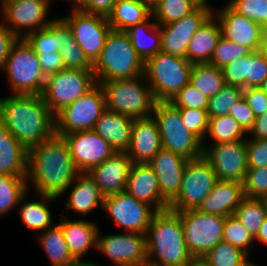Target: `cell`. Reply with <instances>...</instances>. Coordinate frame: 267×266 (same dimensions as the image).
<instances>
[{
    "label": "cell",
    "instance_id": "cb8c5ba5",
    "mask_svg": "<svg viewBox=\"0 0 267 266\" xmlns=\"http://www.w3.org/2000/svg\"><path fill=\"white\" fill-rule=\"evenodd\" d=\"M188 160L162 148L148 163L156 173L162 197L170 203L179 193Z\"/></svg>",
    "mask_w": 267,
    "mask_h": 266
},
{
    "label": "cell",
    "instance_id": "44dd1931",
    "mask_svg": "<svg viewBox=\"0 0 267 266\" xmlns=\"http://www.w3.org/2000/svg\"><path fill=\"white\" fill-rule=\"evenodd\" d=\"M125 191L157 212L168 209L169 203L161 195L158 177L148 163H132Z\"/></svg>",
    "mask_w": 267,
    "mask_h": 266
},
{
    "label": "cell",
    "instance_id": "ffe728a7",
    "mask_svg": "<svg viewBox=\"0 0 267 266\" xmlns=\"http://www.w3.org/2000/svg\"><path fill=\"white\" fill-rule=\"evenodd\" d=\"M213 15L221 27L222 37L241 44L252 52L260 51L264 28L250 18L238 13L228 3Z\"/></svg>",
    "mask_w": 267,
    "mask_h": 266
},
{
    "label": "cell",
    "instance_id": "484cf974",
    "mask_svg": "<svg viewBox=\"0 0 267 266\" xmlns=\"http://www.w3.org/2000/svg\"><path fill=\"white\" fill-rule=\"evenodd\" d=\"M244 197L243 184L218 180L198 210L223 217L230 216Z\"/></svg>",
    "mask_w": 267,
    "mask_h": 266
},
{
    "label": "cell",
    "instance_id": "4fadbf2b",
    "mask_svg": "<svg viewBox=\"0 0 267 266\" xmlns=\"http://www.w3.org/2000/svg\"><path fill=\"white\" fill-rule=\"evenodd\" d=\"M62 19L69 25L75 41L87 58L94 63L112 30L107 17L83 12L72 7L70 15L62 17Z\"/></svg>",
    "mask_w": 267,
    "mask_h": 266
},
{
    "label": "cell",
    "instance_id": "8d00e7d4",
    "mask_svg": "<svg viewBox=\"0 0 267 266\" xmlns=\"http://www.w3.org/2000/svg\"><path fill=\"white\" fill-rule=\"evenodd\" d=\"M61 44L59 54L68 69L93 70V63L74 39L69 25L61 18Z\"/></svg>",
    "mask_w": 267,
    "mask_h": 266
},
{
    "label": "cell",
    "instance_id": "4dcf8cb0",
    "mask_svg": "<svg viewBox=\"0 0 267 266\" xmlns=\"http://www.w3.org/2000/svg\"><path fill=\"white\" fill-rule=\"evenodd\" d=\"M28 192L19 200L18 213L20 214L21 221L30 230L44 231L53 226L52 214L50 211L49 203L56 201V197L36 194L39 200L28 201ZM26 199V200H25ZM48 203V204H47ZM20 205V206H19Z\"/></svg>",
    "mask_w": 267,
    "mask_h": 266
},
{
    "label": "cell",
    "instance_id": "f1b7e54d",
    "mask_svg": "<svg viewBox=\"0 0 267 266\" xmlns=\"http://www.w3.org/2000/svg\"><path fill=\"white\" fill-rule=\"evenodd\" d=\"M221 37L220 24L212 14L191 38L186 51V59L192 64L209 63Z\"/></svg>",
    "mask_w": 267,
    "mask_h": 266
},
{
    "label": "cell",
    "instance_id": "6f0895ef",
    "mask_svg": "<svg viewBox=\"0 0 267 266\" xmlns=\"http://www.w3.org/2000/svg\"><path fill=\"white\" fill-rule=\"evenodd\" d=\"M19 38L11 32L4 21H0V69L2 71L8 56L10 54L11 48L17 42Z\"/></svg>",
    "mask_w": 267,
    "mask_h": 266
},
{
    "label": "cell",
    "instance_id": "89a4df30",
    "mask_svg": "<svg viewBox=\"0 0 267 266\" xmlns=\"http://www.w3.org/2000/svg\"><path fill=\"white\" fill-rule=\"evenodd\" d=\"M243 266H257V265H255L254 262L252 263V262L248 261Z\"/></svg>",
    "mask_w": 267,
    "mask_h": 266
},
{
    "label": "cell",
    "instance_id": "1f68e13d",
    "mask_svg": "<svg viewBox=\"0 0 267 266\" xmlns=\"http://www.w3.org/2000/svg\"><path fill=\"white\" fill-rule=\"evenodd\" d=\"M150 18H153L152 8L141 0H117L107 17L112 30L117 31H125Z\"/></svg>",
    "mask_w": 267,
    "mask_h": 266
},
{
    "label": "cell",
    "instance_id": "f546056e",
    "mask_svg": "<svg viewBox=\"0 0 267 266\" xmlns=\"http://www.w3.org/2000/svg\"><path fill=\"white\" fill-rule=\"evenodd\" d=\"M28 150L0 123V175L27 178Z\"/></svg>",
    "mask_w": 267,
    "mask_h": 266
},
{
    "label": "cell",
    "instance_id": "74e56055",
    "mask_svg": "<svg viewBox=\"0 0 267 266\" xmlns=\"http://www.w3.org/2000/svg\"><path fill=\"white\" fill-rule=\"evenodd\" d=\"M36 54L59 52L61 44V17L53 20L43 29L29 33L24 38Z\"/></svg>",
    "mask_w": 267,
    "mask_h": 266
},
{
    "label": "cell",
    "instance_id": "d6986e66",
    "mask_svg": "<svg viewBox=\"0 0 267 266\" xmlns=\"http://www.w3.org/2000/svg\"><path fill=\"white\" fill-rule=\"evenodd\" d=\"M214 10L198 6L180 20L160 26L161 52L186 58V51L195 32L213 14Z\"/></svg>",
    "mask_w": 267,
    "mask_h": 266
},
{
    "label": "cell",
    "instance_id": "83f0119b",
    "mask_svg": "<svg viewBox=\"0 0 267 266\" xmlns=\"http://www.w3.org/2000/svg\"><path fill=\"white\" fill-rule=\"evenodd\" d=\"M132 122L131 117L106 109L96 121L93 130L116 152H126L131 142Z\"/></svg>",
    "mask_w": 267,
    "mask_h": 266
},
{
    "label": "cell",
    "instance_id": "8c879c8a",
    "mask_svg": "<svg viewBox=\"0 0 267 266\" xmlns=\"http://www.w3.org/2000/svg\"><path fill=\"white\" fill-rule=\"evenodd\" d=\"M139 266H154V265H152V264H149V263H146V264L139 265Z\"/></svg>",
    "mask_w": 267,
    "mask_h": 266
},
{
    "label": "cell",
    "instance_id": "f5cc1de1",
    "mask_svg": "<svg viewBox=\"0 0 267 266\" xmlns=\"http://www.w3.org/2000/svg\"><path fill=\"white\" fill-rule=\"evenodd\" d=\"M248 167L267 166V139L246 138Z\"/></svg>",
    "mask_w": 267,
    "mask_h": 266
},
{
    "label": "cell",
    "instance_id": "f6af8a7d",
    "mask_svg": "<svg viewBox=\"0 0 267 266\" xmlns=\"http://www.w3.org/2000/svg\"><path fill=\"white\" fill-rule=\"evenodd\" d=\"M252 51L247 47L221 37L209 61L210 65L219 68L231 63L235 59L250 54Z\"/></svg>",
    "mask_w": 267,
    "mask_h": 266
},
{
    "label": "cell",
    "instance_id": "ab89813d",
    "mask_svg": "<svg viewBox=\"0 0 267 266\" xmlns=\"http://www.w3.org/2000/svg\"><path fill=\"white\" fill-rule=\"evenodd\" d=\"M247 134L240 124L229 114L209 118L205 137L213 139L212 144L246 140ZM245 137V138H244Z\"/></svg>",
    "mask_w": 267,
    "mask_h": 266
},
{
    "label": "cell",
    "instance_id": "603a6c76",
    "mask_svg": "<svg viewBox=\"0 0 267 266\" xmlns=\"http://www.w3.org/2000/svg\"><path fill=\"white\" fill-rule=\"evenodd\" d=\"M162 148L160 131L154 117L133 119L131 142L126 151L132 163H149Z\"/></svg>",
    "mask_w": 267,
    "mask_h": 266
},
{
    "label": "cell",
    "instance_id": "be15d7a7",
    "mask_svg": "<svg viewBox=\"0 0 267 266\" xmlns=\"http://www.w3.org/2000/svg\"><path fill=\"white\" fill-rule=\"evenodd\" d=\"M66 266H101L96 262L83 259H75L73 262L67 264Z\"/></svg>",
    "mask_w": 267,
    "mask_h": 266
},
{
    "label": "cell",
    "instance_id": "ee69618b",
    "mask_svg": "<svg viewBox=\"0 0 267 266\" xmlns=\"http://www.w3.org/2000/svg\"><path fill=\"white\" fill-rule=\"evenodd\" d=\"M222 239L248 255H250V245L255 241L234 215L225 217Z\"/></svg>",
    "mask_w": 267,
    "mask_h": 266
},
{
    "label": "cell",
    "instance_id": "5b68a950",
    "mask_svg": "<svg viewBox=\"0 0 267 266\" xmlns=\"http://www.w3.org/2000/svg\"><path fill=\"white\" fill-rule=\"evenodd\" d=\"M105 95L106 109L132 119L152 116L156 99L144 75L99 83Z\"/></svg>",
    "mask_w": 267,
    "mask_h": 266
},
{
    "label": "cell",
    "instance_id": "30bf717a",
    "mask_svg": "<svg viewBox=\"0 0 267 266\" xmlns=\"http://www.w3.org/2000/svg\"><path fill=\"white\" fill-rule=\"evenodd\" d=\"M217 181L216 173L204 156L188 160L180 191L169 203L168 209L174 212L198 209Z\"/></svg>",
    "mask_w": 267,
    "mask_h": 266
},
{
    "label": "cell",
    "instance_id": "ac0fdd59",
    "mask_svg": "<svg viewBox=\"0 0 267 266\" xmlns=\"http://www.w3.org/2000/svg\"><path fill=\"white\" fill-rule=\"evenodd\" d=\"M65 138L75 167L79 172H89L94 166L105 161L116 151L93 129L76 131Z\"/></svg>",
    "mask_w": 267,
    "mask_h": 266
},
{
    "label": "cell",
    "instance_id": "2644e50d",
    "mask_svg": "<svg viewBox=\"0 0 267 266\" xmlns=\"http://www.w3.org/2000/svg\"><path fill=\"white\" fill-rule=\"evenodd\" d=\"M69 1V0H68ZM79 0H70V2L72 3L73 2V6H75L76 4H77V2H78Z\"/></svg>",
    "mask_w": 267,
    "mask_h": 266
},
{
    "label": "cell",
    "instance_id": "b9f144b4",
    "mask_svg": "<svg viewBox=\"0 0 267 266\" xmlns=\"http://www.w3.org/2000/svg\"><path fill=\"white\" fill-rule=\"evenodd\" d=\"M203 257L210 266H243L250 259L247 253L224 240Z\"/></svg>",
    "mask_w": 267,
    "mask_h": 266
},
{
    "label": "cell",
    "instance_id": "9c48e42d",
    "mask_svg": "<svg viewBox=\"0 0 267 266\" xmlns=\"http://www.w3.org/2000/svg\"><path fill=\"white\" fill-rule=\"evenodd\" d=\"M96 83L93 70L64 68L46 77L41 96L51 112L56 115Z\"/></svg>",
    "mask_w": 267,
    "mask_h": 266
},
{
    "label": "cell",
    "instance_id": "7402d4cb",
    "mask_svg": "<svg viewBox=\"0 0 267 266\" xmlns=\"http://www.w3.org/2000/svg\"><path fill=\"white\" fill-rule=\"evenodd\" d=\"M131 165L132 161L126 152H115L88 173L94 178L101 194L105 197L126 190Z\"/></svg>",
    "mask_w": 267,
    "mask_h": 266
},
{
    "label": "cell",
    "instance_id": "c3c4849f",
    "mask_svg": "<svg viewBox=\"0 0 267 266\" xmlns=\"http://www.w3.org/2000/svg\"><path fill=\"white\" fill-rule=\"evenodd\" d=\"M228 4L246 18L267 27V0H230Z\"/></svg>",
    "mask_w": 267,
    "mask_h": 266
},
{
    "label": "cell",
    "instance_id": "52a82bcc",
    "mask_svg": "<svg viewBox=\"0 0 267 266\" xmlns=\"http://www.w3.org/2000/svg\"><path fill=\"white\" fill-rule=\"evenodd\" d=\"M3 70L12 94L41 95L46 76L38 55L25 39L19 38L13 45Z\"/></svg>",
    "mask_w": 267,
    "mask_h": 266
},
{
    "label": "cell",
    "instance_id": "94428289",
    "mask_svg": "<svg viewBox=\"0 0 267 266\" xmlns=\"http://www.w3.org/2000/svg\"><path fill=\"white\" fill-rule=\"evenodd\" d=\"M256 240L261 244L267 245V217L259 228L257 237L255 238V241Z\"/></svg>",
    "mask_w": 267,
    "mask_h": 266
},
{
    "label": "cell",
    "instance_id": "bcb514c9",
    "mask_svg": "<svg viewBox=\"0 0 267 266\" xmlns=\"http://www.w3.org/2000/svg\"><path fill=\"white\" fill-rule=\"evenodd\" d=\"M243 190L245 197L267 200V166L248 168Z\"/></svg>",
    "mask_w": 267,
    "mask_h": 266
},
{
    "label": "cell",
    "instance_id": "11a10c76",
    "mask_svg": "<svg viewBox=\"0 0 267 266\" xmlns=\"http://www.w3.org/2000/svg\"><path fill=\"white\" fill-rule=\"evenodd\" d=\"M117 0H79L75 9L108 17Z\"/></svg>",
    "mask_w": 267,
    "mask_h": 266
},
{
    "label": "cell",
    "instance_id": "680465c9",
    "mask_svg": "<svg viewBox=\"0 0 267 266\" xmlns=\"http://www.w3.org/2000/svg\"><path fill=\"white\" fill-rule=\"evenodd\" d=\"M37 55L41 69L46 77L48 75L55 74L65 68L59 52Z\"/></svg>",
    "mask_w": 267,
    "mask_h": 266
},
{
    "label": "cell",
    "instance_id": "4316f807",
    "mask_svg": "<svg viewBox=\"0 0 267 266\" xmlns=\"http://www.w3.org/2000/svg\"><path fill=\"white\" fill-rule=\"evenodd\" d=\"M68 199L66 201V211L71 209L78 214H90L98 205L103 204L104 196L101 194L94 178L88 172H79L76 179L68 189Z\"/></svg>",
    "mask_w": 267,
    "mask_h": 266
},
{
    "label": "cell",
    "instance_id": "6125c7cd",
    "mask_svg": "<svg viewBox=\"0 0 267 266\" xmlns=\"http://www.w3.org/2000/svg\"><path fill=\"white\" fill-rule=\"evenodd\" d=\"M185 266H210L203 256H193Z\"/></svg>",
    "mask_w": 267,
    "mask_h": 266
},
{
    "label": "cell",
    "instance_id": "681fc988",
    "mask_svg": "<svg viewBox=\"0 0 267 266\" xmlns=\"http://www.w3.org/2000/svg\"><path fill=\"white\" fill-rule=\"evenodd\" d=\"M169 102L176 108L207 110L209 98L188 83Z\"/></svg>",
    "mask_w": 267,
    "mask_h": 266
},
{
    "label": "cell",
    "instance_id": "003e7915",
    "mask_svg": "<svg viewBox=\"0 0 267 266\" xmlns=\"http://www.w3.org/2000/svg\"><path fill=\"white\" fill-rule=\"evenodd\" d=\"M259 88L267 95V79L259 86Z\"/></svg>",
    "mask_w": 267,
    "mask_h": 266
},
{
    "label": "cell",
    "instance_id": "f907efd6",
    "mask_svg": "<svg viewBox=\"0 0 267 266\" xmlns=\"http://www.w3.org/2000/svg\"><path fill=\"white\" fill-rule=\"evenodd\" d=\"M267 79V58L255 51L247 55V88L259 87Z\"/></svg>",
    "mask_w": 267,
    "mask_h": 266
},
{
    "label": "cell",
    "instance_id": "03108f58",
    "mask_svg": "<svg viewBox=\"0 0 267 266\" xmlns=\"http://www.w3.org/2000/svg\"><path fill=\"white\" fill-rule=\"evenodd\" d=\"M192 1L198 6H203L206 8H210L212 10V7H210V5L207 4V0H192Z\"/></svg>",
    "mask_w": 267,
    "mask_h": 266
},
{
    "label": "cell",
    "instance_id": "91938a15",
    "mask_svg": "<svg viewBox=\"0 0 267 266\" xmlns=\"http://www.w3.org/2000/svg\"><path fill=\"white\" fill-rule=\"evenodd\" d=\"M248 134H252L250 138L267 139V111L256 117L253 128Z\"/></svg>",
    "mask_w": 267,
    "mask_h": 266
},
{
    "label": "cell",
    "instance_id": "9a60e30c",
    "mask_svg": "<svg viewBox=\"0 0 267 266\" xmlns=\"http://www.w3.org/2000/svg\"><path fill=\"white\" fill-rule=\"evenodd\" d=\"M203 146V156L209 161L220 181L243 184L248 171L246 140Z\"/></svg>",
    "mask_w": 267,
    "mask_h": 266
},
{
    "label": "cell",
    "instance_id": "8fae6325",
    "mask_svg": "<svg viewBox=\"0 0 267 266\" xmlns=\"http://www.w3.org/2000/svg\"><path fill=\"white\" fill-rule=\"evenodd\" d=\"M106 110L105 95L99 83L55 115V132L67 135L94 129L96 121Z\"/></svg>",
    "mask_w": 267,
    "mask_h": 266
},
{
    "label": "cell",
    "instance_id": "e575fe53",
    "mask_svg": "<svg viewBox=\"0 0 267 266\" xmlns=\"http://www.w3.org/2000/svg\"><path fill=\"white\" fill-rule=\"evenodd\" d=\"M190 84L196 90L211 98L225 85L222 69L209 63L193 64Z\"/></svg>",
    "mask_w": 267,
    "mask_h": 266
},
{
    "label": "cell",
    "instance_id": "7bdbcfd3",
    "mask_svg": "<svg viewBox=\"0 0 267 266\" xmlns=\"http://www.w3.org/2000/svg\"><path fill=\"white\" fill-rule=\"evenodd\" d=\"M243 97V89L225 84L214 96L209 98L207 113L209 118L229 114L230 108Z\"/></svg>",
    "mask_w": 267,
    "mask_h": 266
},
{
    "label": "cell",
    "instance_id": "e7e4bbea",
    "mask_svg": "<svg viewBox=\"0 0 267 266\" xmlns=\"http://www.w3.org/2000/svg\"><path fill=\"white\" fill-rule=\"evenodd\" d=\"M260 52L267 58V27L263 30Z\"/></svg>",
    "mask_w": 267,
    "mask_h": 266
},
{
    "label": "cell",
    "instance_id": "2e32d148",
    "mask_svg": "<svg viewBox=\"0 0 267 266\" xmlns=\"http://www.w3.org/2000/svg\"><path fill=\"white\" fill-rule=\"evenodd\" d=\"M102 208L114 222L126 232L146 234L157 211L145 202L139 201L126 191L105 196Z\"/></svg>",
    "mask_w": 267,
    "mask_h": 266
},
{
    "label": "cell",
    "instance_id": "60d3db41",
    "mask_svg": "<svg viewBox=\"0 0 267 266\" xmlns=\"http://www.w3.org/2000/svg\"><path fill=\"white\" fill-rule=\"evenodd\" d=\"M198 7L192 0H159L152 7V15L158 25L180 20Z\"/></svg>",
    "mask_w": 267,
    "mask_h": 266
},
{
    "label": "cell",
    "instance_id": "753ad0ef",
    "mask_svg": "<svg viewBox=\"0 0 267 266\" xmlns=\"http://www.w3.org/2000/svg\"><path fill=\"white\" fill-rule=\"evenodd\" d=\"M7 0H0L1 6L6 2Z\"/></svg>",
    "mask_w": 267,
    "mask_h": 266
},
{
    "label": "cell",
    "instance_id": "7dc6e473",
    "mask_svg": "<svg viewBox=\"0 0 267 266\" xmlns=\"http://www.w3.org/2000/svg\"><path fill=\"white\" fill-rule=\"evenodd\" d=\"M182 118V122L186 129L194 134L202 144L205 143V135L207 133L209 116L207 110L178 108Z\"/></svg>",
    "mask_w": 267,
    "mask_h": 266
},
{
    "label": "cell",
    "instance_id": "e0dca14e",
    "mask_svg": "<svg viewBox=\"0 0 267 266\" xmlns=\"http://www.w3.org/2000/svg\"><path fill=\"white\" fill-rule=\"evenodd\" d=\"M98 231L97 251L116 266H139L147 263L146 234L125 232L101 236Z\"/></svg>",
    "mask_w": 267,
    "mask_h": 266
},
{
    "label": "cell",
    "instance_id": "6da1fadb",
    "mask_svg": "<svg viewBox=\"0 0 267 266\" xmlns=\"http://www.w3.org/2000/svg\"><path fill=\"white\" fill-rule=\"evenodd\" d=\"M27 162V185L36 194L59 198L79 173L65 138L56 133L31 146Z\"/></svg>",
    "mask_w": 267,
    "mask_h": 266
},
{
    "label": "cell",
    "instance_id": "d6a6232c",
    "mask_svg": "<svg viewBox=\"0 0 267 266\" xmlns=\"http://www.w3.org/2000/svg\"><path fill=\"white\" fill-rule=\"evenodd\" d=\"M152 19L153 22L147 19L125 30L137 55L143 62L161 51L160 26L155 22L154 18Z\"/></svg>",
    "mask_w": 267,
    "mask_h": 266
},
{
    "label": "cell",
    "instance_id": "ba28073f",
    "mask_svg": "<svg viewBox=\"0 0 267 266\" xmlns=\"http://www.w3.org/2000/svg\"><path fill=\"white\" fill-rule=\"evenodd\" d=\"M152 116L157 122L164 149L187 160L203 156L202 142L186 129L178 108L169 101L156 102Z\"/></svg>",
    "mask_w": 267,
    "mask_h": 266
},
{
    "label": "cell",
    "instance_id": "5bb4252c",
    "mask_svg": "<svg viewBox=\"0 0 267 266\" xmlns=\"http://www.w3.org/2000/svg\"><path fill=\"white\" fill-rule=\"evenodd\" d=\"M49 9L50 0H7L0 12L7 28L18 38L24 39L53 20L47 19Z\"/></svg>",
    "mask_w": 267,
    "mask_h": 266
},
{
    "label": "cell",
    "instance_id": "a7ac6f4b",
    "mask_svg": "<svg viewBox=\"0 0 267 266\" xmlns=\"http://www.w3.org/2000/svg\"><path fill=\"white\" fill-rule=\"evenodd\" d=\"M143 2H146L151 8L156 5V3L159 1V0H141Z\"/></svg>",
    "mask_w": 267,
    "mask_h": 266
},
{
    "label": "cell",
    "instance_id": "7c38bea8",
    "mask_svg": "<svg viewBox=\"0 0 267 266\" xmlns=\"http://www.w3.org/2000/svg\"><path fill=\"white\" fill-rule=\"evenodd\" d=\"M177 213L181 217L185 242L192 256H204L223 240L225 217L198 209Z\"/></svg>",
    "mask_w": 267,
    "mask_h": 266
},
{
    "label": "cell",
    "instance_id": "d4e9b609",
    "mask_svg": "<svg viewBox=\"0 0 267 266\" xmlns=\"http://www.w3.org/2000/svg\"><path fill=\"white\" fill-rule=\"evenodd\" d=\"M67 218L62 217L58 223L63 230L65 242L74 259H83L90 248L97 250V235L100 229L92 221Z\"/></svg>",
    "mask_w": 267,
    "mask_h": 266
},
{
    "label": "cell",
    "instance_id": "3957f363",
    "mask_svg": "<svg viewBox=\"0 0 267 266\" xmlns=\"http://www.w3.org/2000/svg\"><path fill=\"white\" fill-rule=\"evenodd\" d=\"M147 263L185 266L193 257L185 242L182 220L169 209L157 212L146 232Z\"/></svg>",
    "mask_w": 267,
    "mask_h": 266
},
{
    "label": "cell",
    "instance_id": "836d02e7",
    "mask_svg": "<svg viewBox=\"0 0 267 266\" xmlns=\"http://www.w3.org/2000/svg\"><path fill=\"white\" fill-rule=\"evenodd\" d=\"M37 237L52 266H66L75 260L69 252L63 230L58 223L41 231Z\"/></svg>",
    "mask_w": 267,
    "mask_h": 266
},
{
    "label": "cell",
    "instance_id": "9f6ffc18",
    "mask_svg": "<svg viewBox=\"0 0 267 266\" xmlns=\"http://www.w3.org/2000/svg\"><path fill=\"white\" fill-rule=\"evenodd\" d=\"M243 97L253 110L255 117L267 111V95L259 87L244 88Z\"/></svg>",
    "mask_w": 267,
    "mask_h": 266
},
{
    "label": "cell",
    "instance_id": "f35d334b",
    "mask_svg": "<svg viewBox=\"0 0 267 266\" xmlns=\"http://www.w3.org/2000/svg\"><path fill=\"white\" fill-rule=\"evenodd\" d=\"M29 189L25 177L0 175V216H6L13 208H17L19 200Z\"/></svg>",
    "mask_w": 267,
    "mask_h": 266
},
{
    "label": "cell",
    "instance_id": "7a4b0ae2",
    "mask_svg": "<svg viewBox=\"0 0 267 266\" xmlns=\"http://www.w3.org/2000/svg\"><path fill=\"white\" fill-rule=\"evenodd\" d=\"M0 123L27 150L56 133L55 115L41 95L0 98Z\"/></svg>",
    "mask_w": 267,
    "mask_h": 266
},
{
    "label": "cell",
    "instance_id": "d590c367",
    "mask_svg": "<svg viewBox=\"0 0 267 266\" xmlns=\"http://www.w3.org/2000/svg\"><path fill=\"white\" fill-rule=\"evenodd\" d=\"M233 215L255 239L267 217V200L244 197Z\"/></svg>",
    "mask_w": 267,
    "mask_h": 266
},
{
    "label": "cell",
    "instance_id": "db71d44e",
    "mask_svg": "<svg viewBox=\"0 0 267 266\" xmlns=\"http://www.w3.org/2000/svg\"><path fill=\"white\" fill-rule=\"evenodd\" d=\"M229 115L240 124L247 134L253 128L256 117L244 97L230 108Z\"/></svg>",
    "mask_w": 267,
    "mask_h": 266
},
{
    "label": "cell",
    "instance_id": "816d5d0a",
    "mask_svg": "<svg viewBox=\"0 0 267 266\" xmlns=\"http://www.w3.org/2000/svg\"><path fill=\"white\" fill-rule=\"evenodd\" d=\"M221 69L225 84L247 88V55L235 59Z\"/></svg>",
    "mask_w": 267,
    "mask_h": 266
},
{
    "label": "cell",
    "instance_id": "277c9868",
    "mask_svg": "<svg viewBox=\"0 0 267 266\" xmlns=\"http://www.w3.org/2000/svg\"><path fill=\"white\" fill-rule=\"evenodd\" d=\"M93 72L97 83L143 75L144 62L125 31H110L105 46L93 63Z\"/></svg>",
    "mask_w": 267,
    "mask_h": 266
},
{
    "label": "cell",
    "instance_id": "8992f818",
    "mask_svg": "<svg viewBox=\"0 0 267 266\" xmlns=\"http://www.w3.org/2000/svg\"><path fill=\"white\" fill-rule=\"evenodd\" d=\"M192 63L186 58L158 52L144 62V77L157 102H168L190 83Z\"/></svg>",
    "mask_w": 267,
    "mask_h": 266
}]
</instances>
